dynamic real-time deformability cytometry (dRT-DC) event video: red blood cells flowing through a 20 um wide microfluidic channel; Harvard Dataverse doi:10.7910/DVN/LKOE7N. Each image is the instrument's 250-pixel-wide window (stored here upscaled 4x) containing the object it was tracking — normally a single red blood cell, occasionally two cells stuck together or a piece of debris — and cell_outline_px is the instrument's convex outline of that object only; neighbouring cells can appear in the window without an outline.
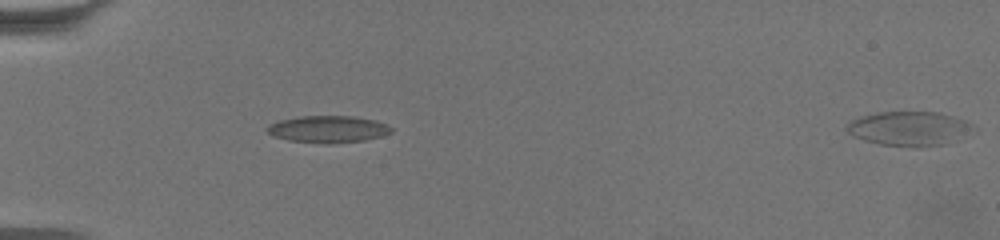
{"species": "common noctule bat (a hibernating species)", "species_latin": "Nyctalus noctula", "temperature_condition": "warm", "stored_images_in_passage": 43, "camera_frame_rate_fps": 3000, "um_per_image_px": 0.085, "animal": {"sex": "female", "body_mass_g": 19.5, "forearm_length_mm": 54.1}, "frame": {"image": 1, "passage_image": 1, "time_ms": 0.0, "image_size_px": [1000, 240], "cell_outline_px": [[392, 132], [380, 136], [364, 140], [332, 144], [328, 144], [288, 140], [272, 136], [264, 128], [268, 124], [280, 120], [300, 116], [352, 116], [376, 120], [392, 128]], "centroid_in_image_um": [27.83, 10.98], "position_along_channel_um": 57.2, "area_um2": 19.54}}
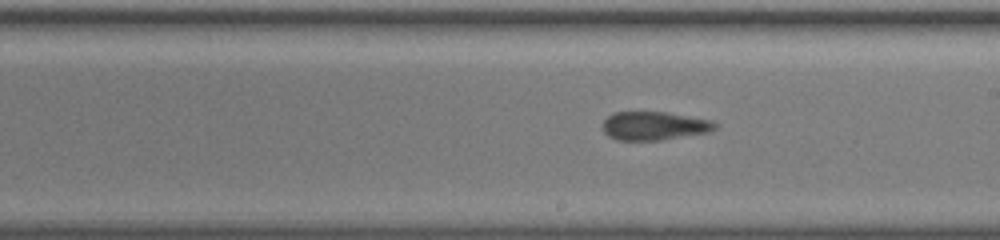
{"frame": {"image": 2, "passage_image": 18, "time_ms": 5.667, "image_size_px": [1000, 240], "cell_outline_px": [[716, 128], [708, 132], [660, 140], [616, 140], [608, 136], [604, 132], [604, 120], [612, 112], [664, 112], [712, 120], [716, 124]], "centroid_in_image_um": [55.58, 10.69], "position_along_channel_um": 233.4, "area_um2": 18.5}}
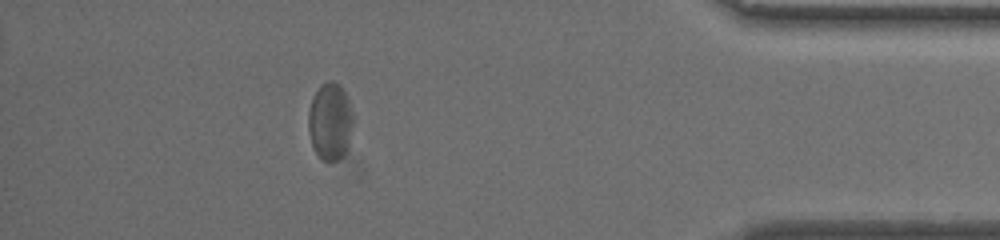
{"frame": {"image": 3, "passage_image": 37, "time_ms": 12.0, "image_size_px": [1000, 240], "cell_outline_px": [[352, 124], [348, 144], [344, 152], [332, 164], [328, 164], [320, 160], [312, 144], [308, 132], [308, 112], [312, 96], [320, 84], [328, 80], [332, 80], [344, 92], [348, 100], [352, 112]], "centroid_in_image_um": [28.02, 10.35], "position_along_channel_um": 407.2, "area_um2": 20.17}, "authors_computed_cell_mechanics": {"area_um2": 19.1896, "velocity_mm_per_s": 3.3413, "shape_relaxation_time_tau1_ms": null, "shape_relaxation_time_tau2_ms": 2.1333, "deformation_change_tau1": null, "deformation_change_tau2": 0.0987}}